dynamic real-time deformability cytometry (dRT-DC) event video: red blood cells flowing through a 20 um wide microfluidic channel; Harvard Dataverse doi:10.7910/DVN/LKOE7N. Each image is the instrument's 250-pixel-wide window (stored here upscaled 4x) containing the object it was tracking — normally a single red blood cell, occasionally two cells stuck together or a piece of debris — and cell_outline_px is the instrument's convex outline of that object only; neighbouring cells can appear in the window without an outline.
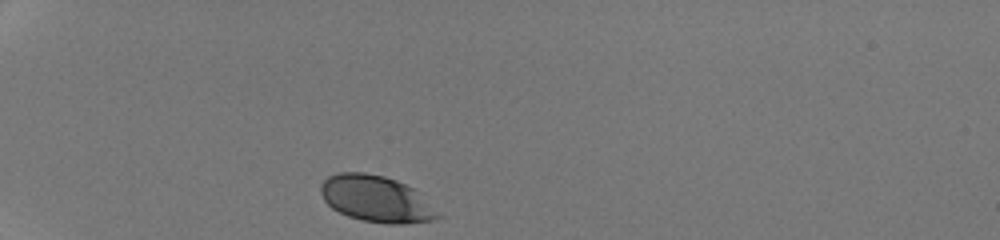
{"species": "human", "species_latin": "Homo sapiens", "temperature_condition": "room temperature", "stored_images_in_passage": 29, "camera_frame_rate_fps": 3000, "um_per_image_px": 0.085, "donor": {"sex": "male"}, "frame": {"image": 1, "passage_image": 1, "time_ms": 0.0, "image_size_px": [1000, 240], "cell_outline_px": [[440, 216], [436, 220], [404, 224], [388, 224], [364, 220], [348, 216], [332, 208], [324, 200], [320, 192], [320, 184], [328, 176], [336, 172], [364, 172], [384, 176], [396, 180], [420, 192]], "centroid_in_image_um": [31.95, 16.9], "position_along_channel_um": 53.0, "area_um2": 31.62}}
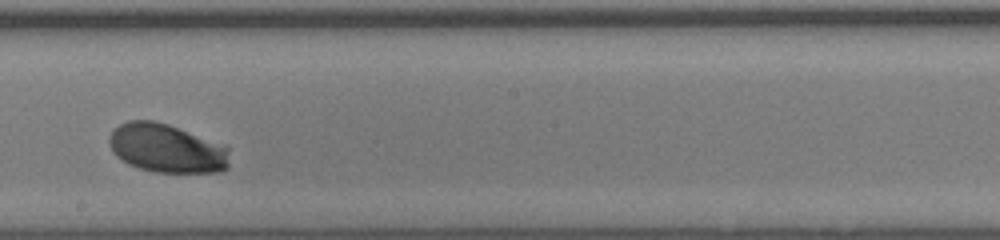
{"frame": {"image": 2, "passage_image": 17, "time_ms": 5.333, "image_size_px": [1000, 240], "cell_outline_px": [[228, 168], [220, 172], [156, 172], [140, 168], [128, 164], [116, 156], [112, 152], [108, 144], [108, 136], [120, 124], [128, 120], [156, 120], [168, 124], [228, 148]], "centroid_in_image_um": [14.1, 12.61], "position_along_channel_um": 234.1, "area_um2": 33.87}}
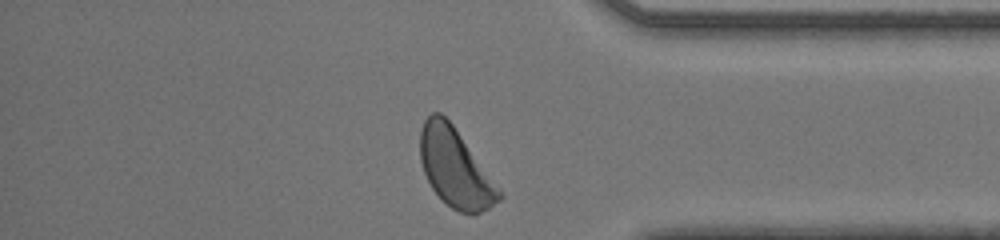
{"frame": {"image": 3, "passage_image": 29, "time_ms": 9.333, "image_size_px": [1000, 240], "cell_outline_px": [[504, 196], [500, 200], [488, 208], [472, 216], [460, 212], [452, 208], [432, 188], [424, 172], [420, 160], [420, 132], [424, 120], [432, 112], [440, 112], [452, 124]], "centroid_in_image_um": [38.67, 14.28], "position_along_channel_um": 396.5, "area_um2": 35.26}, "authors_computed_cell_mechanics": {"area_um2": 33.1772, "velocity_mm_per_s": 4.2292, "shape_relaxation_time_tau1_ms": 2.3766, "shape_relaxation_time_tau2_ms": null, "deformation_change_tau1": 0.1319, "deformation_change_tau2": null}}